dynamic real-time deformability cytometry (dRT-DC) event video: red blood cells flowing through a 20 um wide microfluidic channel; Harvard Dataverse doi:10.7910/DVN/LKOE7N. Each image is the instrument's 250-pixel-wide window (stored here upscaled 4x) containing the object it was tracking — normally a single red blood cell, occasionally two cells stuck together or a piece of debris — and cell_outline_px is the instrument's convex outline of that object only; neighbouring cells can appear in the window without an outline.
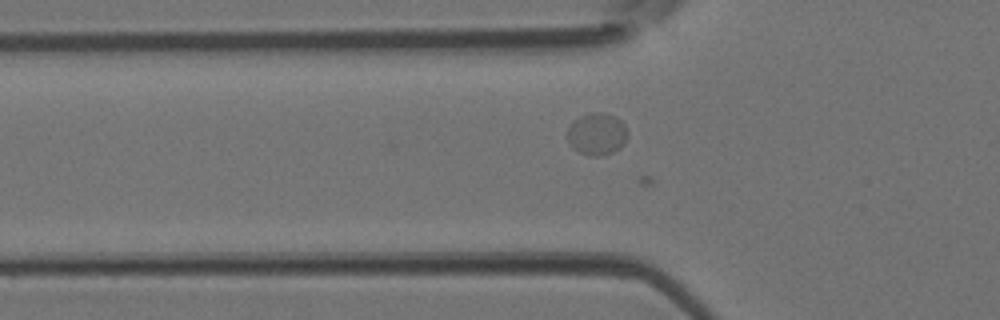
{"species": "Egyptian fruit bat (a non-hibernating species)", "species_latin": "Rousettus aegyptiacus", "temperature_condition": "room temperature", "stored_images_in_passage": 29, "camera_frame_rate_fps": 3000, "um_per_image_px": 0.085, "animal": {"sex": "female"}, "frame": {"image": 1, "passage_image": 12, "time_ms": 3.667, "image_size_px": [1000, 320], "cell_outline_px": [[628, 136], [624, 144], [620, 148], [612, 152], [600, 156], [588, 156], [572, 148], [568, 144], [568, 128], [572, 120], [580, 116], [592, 112], [600, 112], [616, 116], [624, 124], [628, 132]], "centroid_in_image_um": [50.73, 11.39], "position_along_channel_um": 75.1, "area_um2": 15.03}}
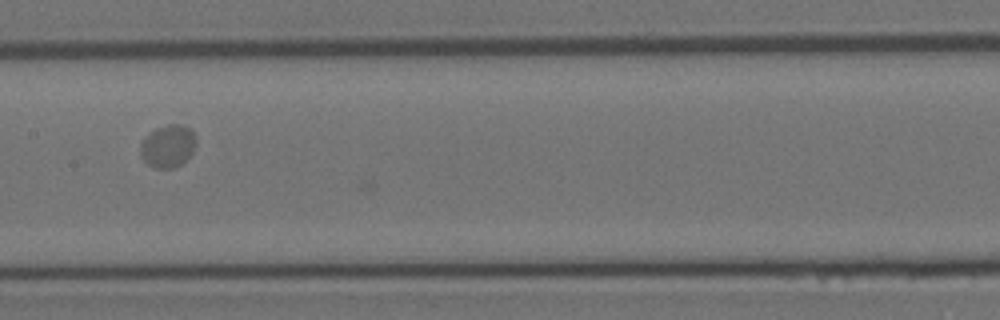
{"frame": {"image": 2, "passage_image": 20, "time_ms": 6.333, "image_size_px": [1000, 320], "cell_outline_px": [[196, 144], [192, 152], [180, 164], [172, 168], [156, 168], [148, 164], [140, 156], [140, 144], [156, 128], [168, 124], [180, 124], [188, 128], [196, 136]], "centroid_in_image_um": [14.27, 12.42], "position_along_channel_um": 193.1, "area_um2": 13.53}}
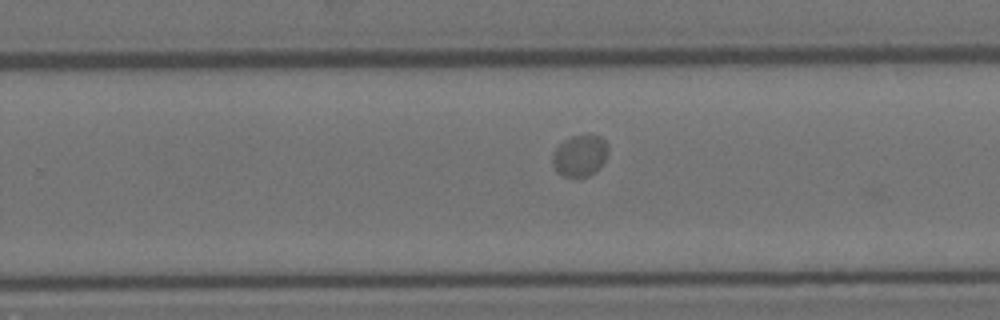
{"frame": {"image": 3, "passage_image": 26, "time_ms": 8.333, "image_size_px": [1000, 320], "cell_outline_px": [[608, 152], [604, 160], [588, 176], [564, 176], [556, 172], [552, 164], [552, 152], [564, 140], [572, 136], [588, 132], [600, 136], [608, 144]], "centroid_in_image_um": [49.27, 13.17], "position_along_channel_um": 280.5, "area_um2": 13.53}}